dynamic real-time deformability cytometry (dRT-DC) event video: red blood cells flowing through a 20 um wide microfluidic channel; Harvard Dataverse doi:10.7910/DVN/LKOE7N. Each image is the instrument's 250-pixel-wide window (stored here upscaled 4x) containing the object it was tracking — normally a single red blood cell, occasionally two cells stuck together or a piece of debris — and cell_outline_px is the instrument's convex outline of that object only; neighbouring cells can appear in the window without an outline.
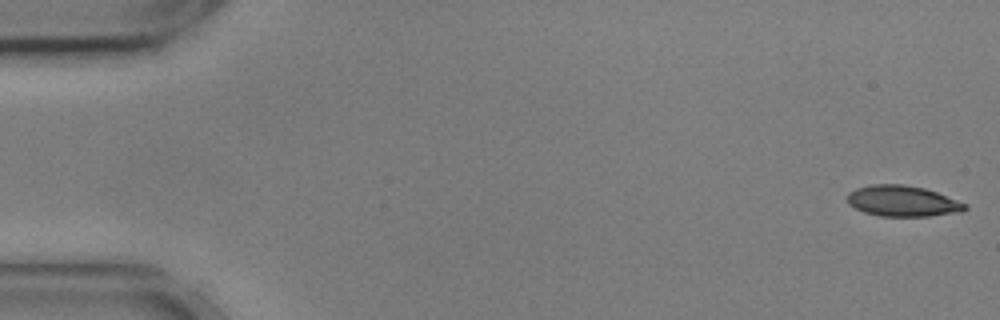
{"species": "common noctule bat (a hibernating species)", "species_latin": "Nyctalus noctula", "temperature_condition": "cold", "stored_images_in_passage": 55, "camera_frame_rate_fps": 3000, "um_per_image_px": 0.085, "animal": {"sex": "male", "body_mass_g": 17.9, "forearm_length_mm": 54.2}, "frame": {"image": 1, "passage_image": 1, "time_ms": 0.0, "image_size_px": [1000, 320], "cell_outline_px": [[968, 208], [960, 212], [928, 216], [880, 216], [864, 212], [848, 204], [848, 192], [856, 188], [872, 184], [904, 184], [924, 188], [936, 192], [968, 204]], "centroid_in_image_um": [76.72, 17.08], "position_along_channel_um": 8.3, "area_um2": 21.15}}
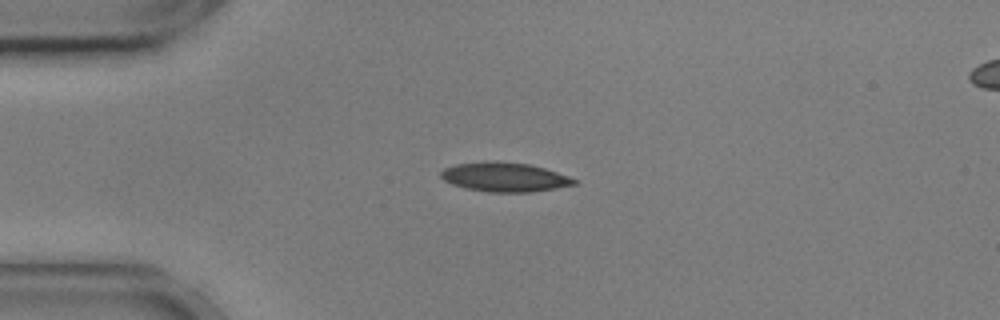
{"frame": {"image": 2, "passage_image": 13, "time_ms": 4.0, "image_size_px": [1000, 320], "cell_outline_px": [[576, 184], [556, 188], [532, 192], [488, 192], [468, 188], [452, 184], [444, 180], [440, 176], [440, 172], [444, 168], [456, 164], [492, 160], [528, 164], [544, 168], [568, 176], [576, 180]], "centroid_in_image_um": [42.87, 15.04], "position_along_channel_um": 42.1, "area_um2": 22.6}}
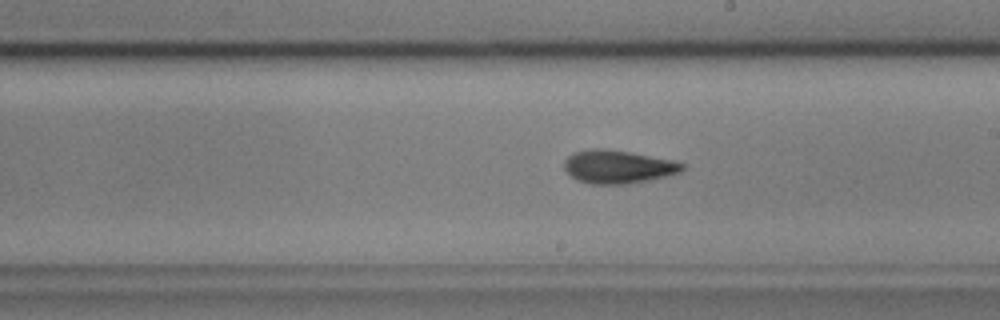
{"frame": {"image": 3, "passage_image": 31, "time_ms": 10.0, "image_size_px": [1000, 320], "cell_outline_px": [[684, 168], [680, 172], [648, 180], [628, 184], [592, 184], [576, 180], [564, 168], [564, 160], [572, 152], [592, 148], [600, 148], [628, 152], [672, 160], [684, 164]], "centroid_in_image_um": [52.48, 14.17], "position_along_channel_um": 236.5, "area_um2": 22.66}, "authors_computed_cell_mechanics": {"area_um2": 21.5016, "velocity_mm_per_s": 3.6133, "shape_relaxation_time_tau1_ms": 5.1883, "shape_relaxation_time_tau2_ms": 7.2658, "deformation_change_tau1": 0.1453, "deformation_change_tau2": 0.1416}}